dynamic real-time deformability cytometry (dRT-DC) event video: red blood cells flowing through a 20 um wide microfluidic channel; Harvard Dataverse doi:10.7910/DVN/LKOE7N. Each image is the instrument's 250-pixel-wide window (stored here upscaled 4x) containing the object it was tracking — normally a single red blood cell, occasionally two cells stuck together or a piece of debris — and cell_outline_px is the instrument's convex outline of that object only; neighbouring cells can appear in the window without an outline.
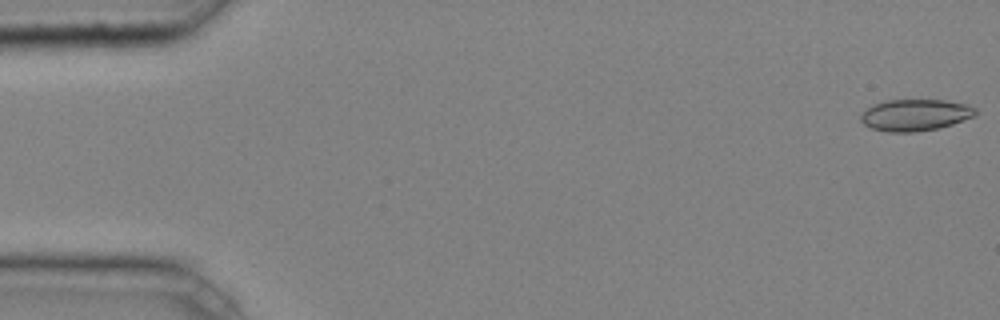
{"species": "common noctule bat (a hibernating species)", "species_latin": "Nyctalus noctula", "temperature_condition": "cold", "stored_images_in_passage": 5, "camera_frame_rate_fps": 3000, "um_per_image_px": 0.085, "animal": {"sex": "male", "body_mass_g": 20.4}, "frame": {"image": 1, "passage_image": 1, "time_ms": 0.0, "image_size_px": [1000, 320], "cell_outline_px": [[976, 116], [940, 128], [916, 132], [888, 132], [872, 128], [864, 124], [860, 120], [860, 116], [872, 104], [888, 100], [944, 100], [968, 104], [976, 108]], "centroid_in_image_um": [77.82, 9.78], "position_along_channel_um": 7.2, "area_um2": 21.21}}
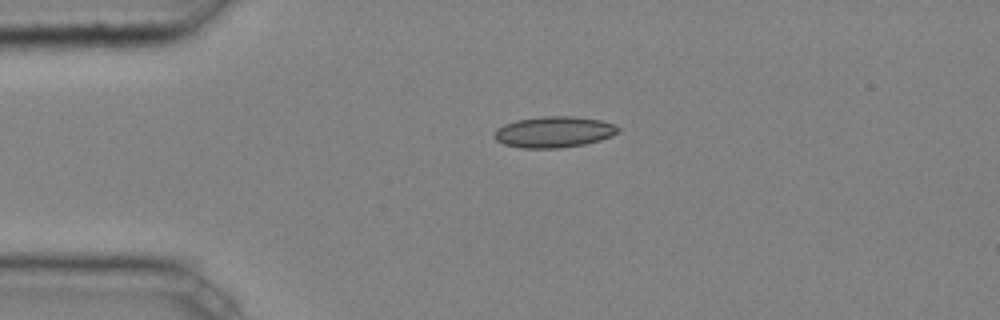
{"frame": {"image": 2, "passage_image": 4, "time_ms": 1.0, "image_size_px": [1000, 320], "cell_outline_px": [[620, 132], [612, 136], [600, 140], [584, 144], [560, 148], [520, 148], [504, 144], [496, 140], [492, 136], [496, 128], [504, 124], [516, 120], [544, 116], [572, 116], [600, 120], [612, 124], [620, 128]], "centroid_in_image_um": [47.06, 11.22], "position_along_channel_um": 37.9, "area_um2": 22.54}}
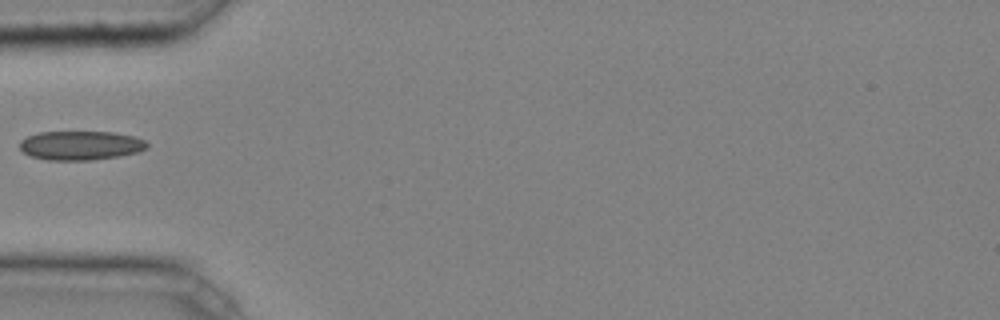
{"frame": {"image": 3, "passage_image": 5, "time_ms": 1.333, "image_size_px": [1000, 320], "cell_outline_px": [[148, 148], [136, 152], [120, 156], [92, 160], [48, 160], [32, 156], [24, 152], [20, 148], [20, 140], [28, 136], [40, 132], [112, 132], [132, 136], [144, 140], [148, 144]], "centroid_in_image_um": [6.85, 12.36], "position_along_channel_um": 78.1, "area_um2": 21.44}}